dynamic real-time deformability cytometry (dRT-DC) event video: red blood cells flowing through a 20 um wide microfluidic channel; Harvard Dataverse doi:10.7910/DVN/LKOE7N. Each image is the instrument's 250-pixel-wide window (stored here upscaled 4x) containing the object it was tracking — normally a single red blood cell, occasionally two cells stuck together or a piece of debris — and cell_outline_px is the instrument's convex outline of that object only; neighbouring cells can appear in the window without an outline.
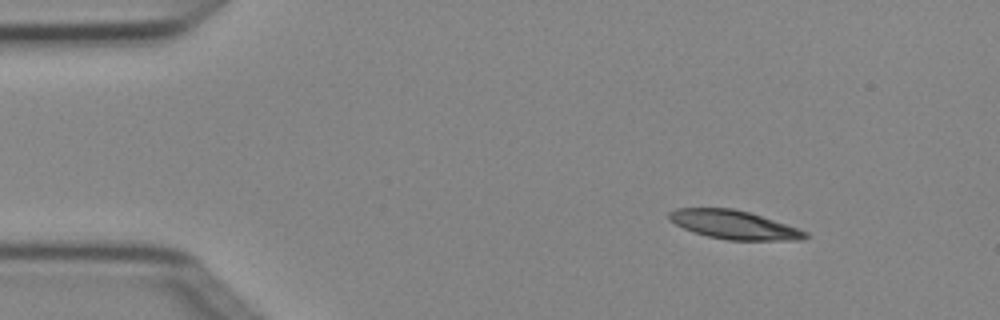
{"species": "Egyptian fruit bat (a non-hibernating species)", "species_latin": "Rousettus aegyptiacus", "temperature_condition": "cold", "stored_images_in_passage": 3, "camera_frame_rate_fps": 3000, "um_per_image_px": 0.085, "animal": {"sex": "female"}, "frame": {"image": 1, "passage_image": 1, "time_ms": 0.0, "image_size_px": [1000, 320], "cell_outline_px": [[808, 236], [804, 240], [728, 240], [708, 236], [684, 228], [668, 220], [668, 212], [676, 208], [732, 208], [748, 212], [800, 228], [808, 232]], "centroid_in_image_um": [62.41, 19.1], "position_along_channel_um": 22.6, "area_um2": 22.66}}